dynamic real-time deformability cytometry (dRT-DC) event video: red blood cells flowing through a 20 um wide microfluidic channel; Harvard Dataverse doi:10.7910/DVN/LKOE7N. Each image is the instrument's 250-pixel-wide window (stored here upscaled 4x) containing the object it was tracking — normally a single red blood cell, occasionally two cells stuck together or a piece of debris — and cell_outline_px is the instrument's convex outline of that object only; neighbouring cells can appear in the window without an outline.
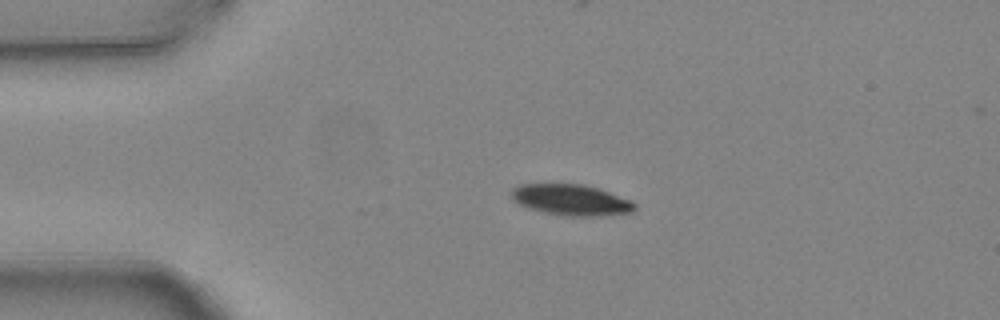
{"species": "common noctule bat (a hibernating species)", "species_latin": "Nyctalus noctula", "temperature_condition": "warm", "stored_images_in_passage": 4, "camera_frame_rate_fps": 3000, "um_per_image_px": 0.085, "animal": {"sex": "female", "body_mass_g": 24.6, "forearm_length_mm": 56.2}, "frame": {"image": 1, "passage_image": 3, "time_ms": 0.667, "image_size_px": [1000, 320], "cell_outline_px": [[636, 208], [632, 212], [600, 216], [564, 216], [544, 212], [528, 208], [516, 204], [508, 196], [512, 188], [520, 184], [584, 184], [600, 188], [632, 200], [636, 204]], "centroid_in_image_um": [48.52, 16.99], "position_along_channel_um": 36.5, "area_um2": 22.77}}